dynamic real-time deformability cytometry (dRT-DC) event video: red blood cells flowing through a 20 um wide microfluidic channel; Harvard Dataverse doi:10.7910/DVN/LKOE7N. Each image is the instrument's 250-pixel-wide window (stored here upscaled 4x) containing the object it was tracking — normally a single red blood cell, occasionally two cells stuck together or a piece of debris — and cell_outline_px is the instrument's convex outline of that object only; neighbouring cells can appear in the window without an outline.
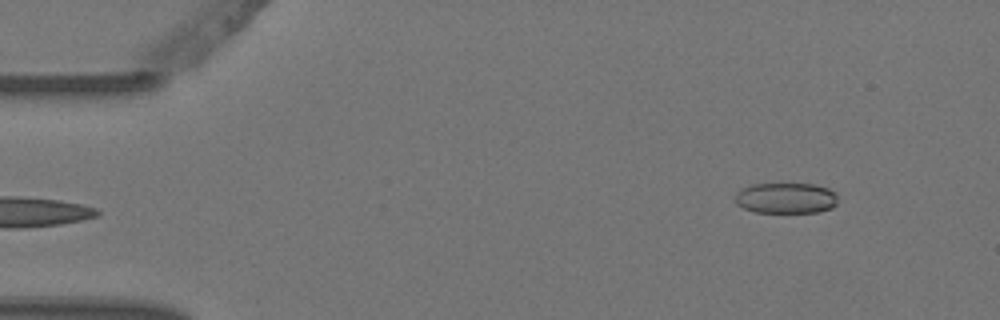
{"species": "Egyptian fruit bat (a non-hibernating species)", "species_latin": "Rousettus aegyptiacus", "temperature_condition": "warm", "stored_images_in_passage": 5, "camera_frame_rate_fps": 3000, "um_per_image_px": 0.085, "animal": {"sex": "female"}, "frame": {"image": 1, "passage_image": 5, "time_ms": 1.333, "image_size_px": [1000, 320], "cell_outline_px": [[836, 204], [832, 208], [820, 212], [756, 212], [744, 208], [736, 204], [736, 192], [740, 188], [752, 184], [816, 184], [828, 188], [836, 192]], "centroid_in_image_um": [66.81, 16.83], "position_along_channel_um": 18.2, "area_um2": 18.5}}